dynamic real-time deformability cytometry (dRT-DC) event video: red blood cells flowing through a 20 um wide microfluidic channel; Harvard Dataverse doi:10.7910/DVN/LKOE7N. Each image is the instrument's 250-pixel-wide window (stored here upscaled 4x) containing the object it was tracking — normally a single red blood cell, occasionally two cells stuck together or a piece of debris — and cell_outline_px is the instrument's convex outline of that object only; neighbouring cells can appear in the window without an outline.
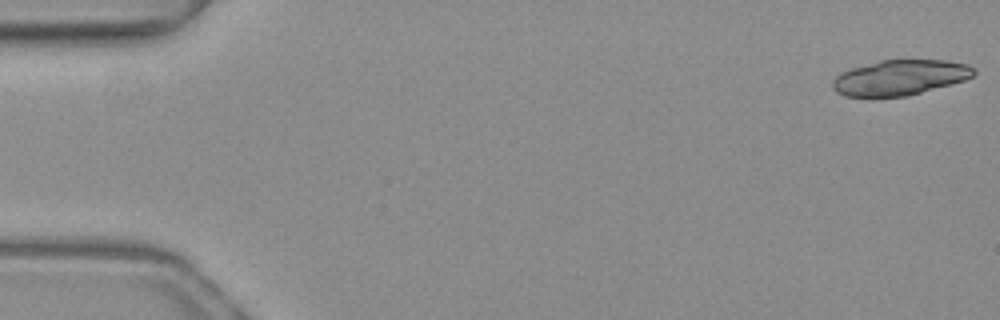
{"species": "common noctule bat (a hibernating species)", "species_latin": "Nyctalus noctula", "temperature_condition": "warm", "stored_images_in_passage": 8, "camera_frame_rate_fps": 3000, "um_per_image_px": 0.085, "animal": {"sex": "female", "body_mass_g": 19.3, "forearm_length_mm": 54.1}, "frame": {"image": 1, "passage_image": 1, "time_ms": 0.0, "image_size_px": [1000, 320], "cell_outline_px": [[976, 72], [972, 76], [964, 80], [908, 96], [844, 96], [836, 92], [832, 88], [832, 80], [840, 72], [852, 68], [880, 60], [948, 60], [968, 64]], "centroid_in_image_um": [76.47, 6.58], "position_along_channel_um": 8.5, "area_um2": 28.9}}